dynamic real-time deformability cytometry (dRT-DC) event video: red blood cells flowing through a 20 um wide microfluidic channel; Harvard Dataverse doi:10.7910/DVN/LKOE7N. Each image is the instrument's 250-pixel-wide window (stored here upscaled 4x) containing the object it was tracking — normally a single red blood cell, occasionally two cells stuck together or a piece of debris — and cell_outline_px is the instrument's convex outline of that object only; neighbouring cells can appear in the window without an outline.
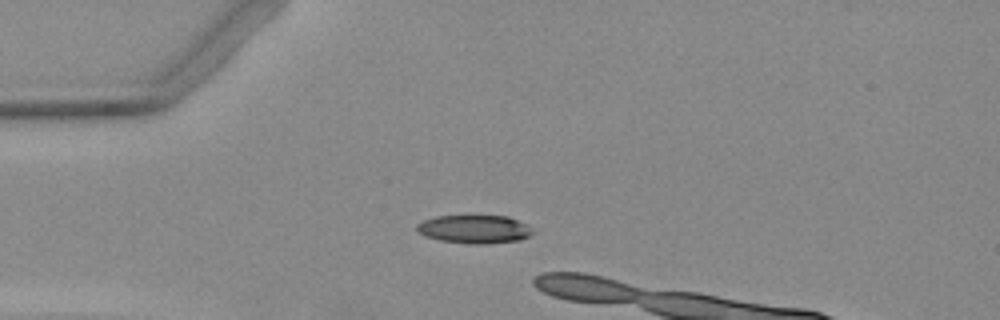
{"species": "Egyptian fruit bat (a non-hibernating species)", "species_latin": "Rousettus aegyptiacus", "temperature_condition": "warm", "stored_images_in_passage": 1, "camera_frame_rate_fps": 3000, "um_per_image_px": 0.085, "animal": {"sex": "female"}, "frame": {"image": 1, "passage_image": 1, "time_ms": 0.0, "image_size_px": [1000, 320], "cell_outline_px": [[532, 232], [528, 236], [520, 240], [488, 244], [468, 244], [440, 240], [424, 236], [416, 232], [416, 224], [424, 220], [436, 216], [472, 212], [508, 216], [528, 224]], "centroid_in_image_um": [40.29, 19.42], "position_along_channel_um": 44.7, "area_um2": 20.29}}